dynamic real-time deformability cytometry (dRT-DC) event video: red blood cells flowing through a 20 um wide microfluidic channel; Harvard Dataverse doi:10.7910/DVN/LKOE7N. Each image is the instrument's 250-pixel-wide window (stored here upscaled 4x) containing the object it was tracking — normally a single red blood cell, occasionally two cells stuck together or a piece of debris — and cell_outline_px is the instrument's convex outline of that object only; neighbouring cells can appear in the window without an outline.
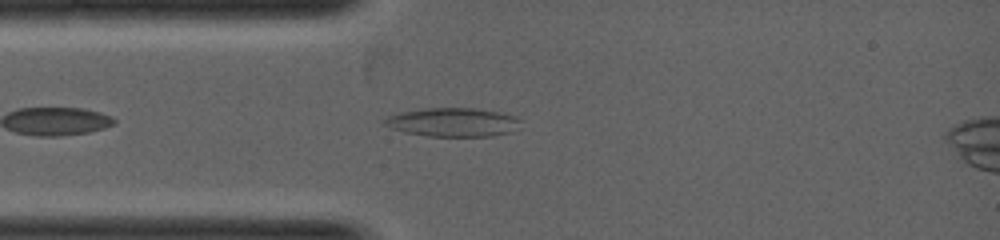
{"species": "common noctule bat (a hibernating species)", "species_latin": "Nyctalus noctula", "temperature_condition": "warm", "stored_images_in_passage": 2, "camera_frame_rate_fps": 5000, "um_per_image_px": 0.085, "animal": {"sex": "female", "body_mass_g": 19.0, "forearm_length_mm": 53.3}, "frame": {"image": 1, "passage_image": 2, "time_ms": 0.6, "image_size_px": [1000, 240], "cell_outline_px": [[520, 120], [512, 132], [492, 136], [428, 136], [404, 132], [392, 128], [384, 124], [380, 120], [388, 116], [400, 112], [424, 108], [476, 108], [504, 112], [516, 116]], "centroid_in_image_um": [38.48, 10.38], "position_along_channel_um": 46.5, "area_um2": 22.95}}